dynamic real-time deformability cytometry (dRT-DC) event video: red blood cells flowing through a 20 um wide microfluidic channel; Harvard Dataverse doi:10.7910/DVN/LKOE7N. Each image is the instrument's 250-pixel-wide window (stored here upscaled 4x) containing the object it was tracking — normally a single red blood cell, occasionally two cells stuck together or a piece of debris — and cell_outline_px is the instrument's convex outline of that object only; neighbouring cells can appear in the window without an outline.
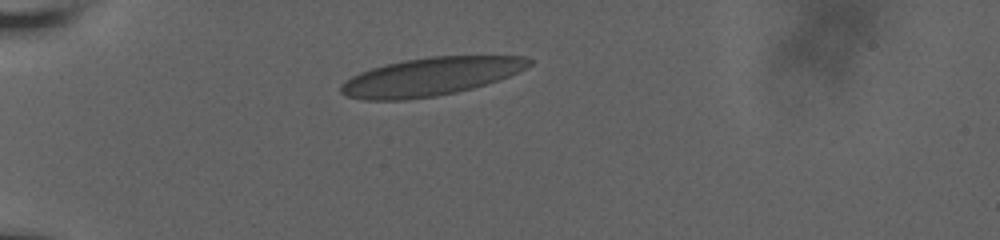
{"species": "human", "species_latin": "Homo sapiens", "temperature_condition": "room temperature", "stored_images_in_passage": 20, "camera_frame_rate_fps": 3000, "um_per_image_px": 0.085, "donor": {"sex": "male"}, "frame": {"image": 1, "passage_image": 1, "time_ms": 0.0, "image_size_px": [1000, 240], "cell_outline_px": [[532, 64], [508, 76], [472, 88], [456, 92], [436, 96], [404, 100], [364, 100], [344, 96], [340, 92], [340, 84], [344, 80], [360, 72], [372, 68], [404, 60], [428, 56], [524, 56], [532, 60]], "centroid_in_image_um": [36.53, 6.52], "position_along_channel_um": 48.5, "area_um2": 41.62}}
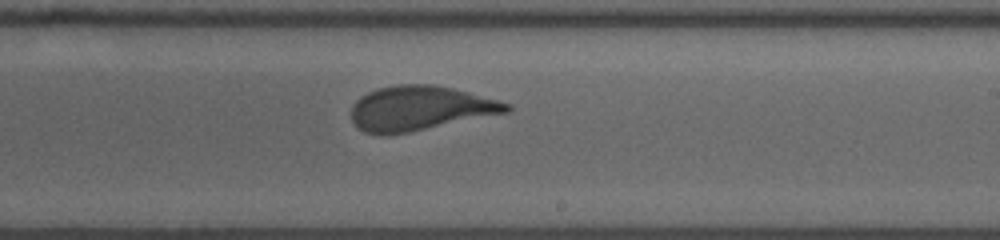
{"frame": {"image": 2, "passage_image": 12, "time_ms": 6.333, "image_size_px": [1000, 240], "cell_outline_px": [[512, 108], [508, 112], [408, 132], [364, 132], [356, 128], [352, 120], [352, 104], [360, 96], [368, 92], [380, 88], [396, 84], [432, 84], [452, 88], [468, 92], [512, 104]], "centroid_in_image_um": [35.7, 9.17], "position_along_channel_um": 253.3, "area_um2": 39.59}}
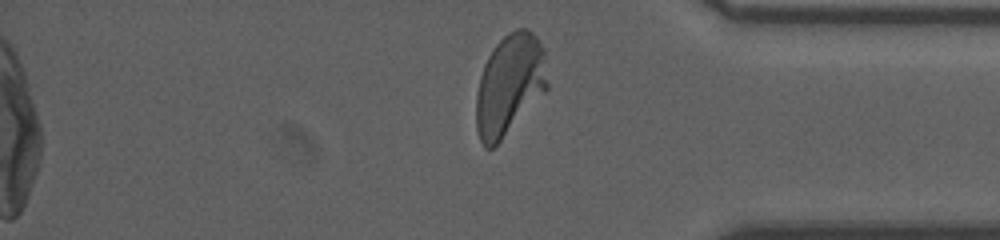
{"frame": {"image": 3, "passage_image": 20, "time_ms": 10.333, "image_size_px": [1000, 240], "cell_outline_px": [[548, 88], [500, 140], [492, 148], [484, 148], [480, 140], [476, 128], [476, 96], [480, 76], [484, 64], [488, 56], [496, 44], [508, 32], [516, 28], [528, 28], [536, 36], [544, 48], [548, 84]], "centroid_in_image_um": [43.31, 7.16], "position_along_channel_um": 391.9, "area_um2": 41.67}, "authors_computed_cell_mechanics": {"area_um2": 40.1999, "velocity_mm_per_s": 3.7681, "shape_relaxation_time_tau1_ms": 5.9503, "shape_relaxation_time_tau2_ms": null, "deformation_change_tau1": 0.1834, "deformation_change_tau2": null}}